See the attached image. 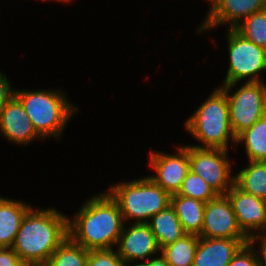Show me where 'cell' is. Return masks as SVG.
I'll return each mask as SVG.
<instances>
[{
    "instance_id": "obj_9",
    "label": "cell",
    "mask_w": 266,
    "mask_h": 266,
    "mask_svg": "<svg viewBox=\"0 0 266 266\" xmlns=\"http://www.w3.org/2000/svg\"><path fill=\"white\" fill-rule=\"evenodd\" d=\"M176 154L158 151L150 153V167L155 174L149 176L170 195L178 194L183 180L190 171L188 145H181Z\"/></svg>"
},
{
    "instance_id": "obj_21",
    "label": "cell",
    "mask_w": 266,
    "mask_h": 266,
    "mask_svg": "<svg viewBox=\"0 0 266 266\" xmlns=\"http://www.w3.org/2000/svg\"><path fill=\"white\" fill-rule=\"evenodd\" d=\"M199 236L185 234L181 239L160 250L169 266H193Z\"/></svg>"
},
{
    "instance_id": "obj_29",
    "label": "cell",
    "mask_w": 266,
    "mask_h": 266,
    "mask_svg": "<svg viewBox=\"0 0 266 266\" xmlns=\"http://www.w3.org/2000/svg\"><path fill=\"white\" fill-rule=\"evenodd\" d=\"M260 240V241H259ZM254 245L256 241L260 242V251L259 252V256H260V260H261V266H266V233H262L260 235H257L255 237H253L250 240Z\"/></svg>"
},
{
    "instance_id": "obj_27",
    "label": "cell",
    "mask_w": 266,
    "mask_h": 266,
    "mask_svg": "<svg viewBox=\"0 0 266 266\" xmlns=\"http://www.w3.org/2000/svg\"><path fill=\"white\" fill-rule=\"evenodd\" d=\"M25 264L12 248H0V266H24Z\"/></svg>"
},
{
    "instance_id": "obj_6",
    "label": "cell",
    "mask_w": 266,
    "mask_h": 266,
    "mask_svg": "<svg viewBox=\"0 0 266 266\" xmlns=\"http://www.w3.org/2000/svg\"><path fill=\"white\" fill-rule=\"evenodd\" d=\"M236 84L221 85L220 88L228 98L230 124L237 137L266 114V84L246 81L230 95Z\"/></svg>"
},
{
    "instance_id": "obj_4",
    "label": "cell",
    "mask_w": 266,
    "mask_h": 266,
    "mask_svg": "<svg viewBox=\"0 0 266 266\" xmlns=\"http://www.w3.org/2000/svg\"><path fill=\"white\" fill-rule=\"evenodd\" d=\"M61 90H15L36 132L43 138L61 137L69 119L76 113L74 107Z\"/></svg>"
},
{
    "instance_id": "obj_18",
    "label": "cell",
    "mask_w": 266,
    "mask_h": 266,
    "mask_svg": "<svg viewBox=\"0 0 266 266\" xmlns=\"http://www.w3.org/2000/svg\"><path fill=\"white\" fill-rule=\"evenodd\" d=\"M205 204L200 200L182 195H171V206L186 234L201 235Z\"/></svg>"
},
{
    "instance_id": "obj_31",
    "label": "cell",
    "mask_w": 266,
    "mask_h": 266,
    "mask_svg": "<svg viewBox=\"0 0 266 266\" xmlns=\"http://www.w3.org/2000/svg\"><path fill=\"white\" fill-rule=\"evenodd\" d=\"M24 266H46V264H25Z\"/></svg>"
},
{
    "instance_id": "obj_25",
    "label": "cell",
    "mask_w": 266,
    "mask_h": 266,
    "mask_svg": "<svg viewBox=\"0 0 266 266\" xmlns=\"http://www.w3.org/2000/svg\"><path fill=\"white\" fill-rule=\"evenodd\" d=\"M126 262L112 249L89 250L86 266H126Z\"/></svg>"
},
{
    "instance_id": "obj_26",
    "label": "cell",
    "mask_w": 266,
    "mask_h": 266,
    "mask_svg": "<svg viewBox=\"0 0 266 266\" xmlns=\"http://www.w3.org/2000/svg\"><path fill=\"white\" fill-rule=\"evenodd\" d=\"M228 266H261L260 256L254 244L251 241L244 244L233 256Z\"/></svg>"
},
{
    "instance_id": "obj_15",
    "label": "cell",
    "mask_w": 266,
    "mask_h": 266,
    "mask_svg": "<svg viewBox=\"0 0 266 266\" xmlns=\"http://www.w3.org/2000/svg\"><path fill=\"white\" fill-rule=\"evenodd\" d=\"M250 239L199 237L193 266H228L233 256Z\"/></svg>"
},
{
    "instance_id": "obj_3",
    "label": "cell",
    "mask_w": 266,
    "mask_h": 266,
    "mask_svg": "<svg viewBox=\"0 0 266 266\" xmlns=\"http://www.w3.org/2000/svg\"><path fill=\"white\" fill-rule=\"evenodd\" d=\"M185 128L196 140L202 142V145L192 146L228 150V142L232 141L236 145L226 93L220 87L215 88L209 98L186 120Z\"/></svg>"
},
{
    "instance_id": "obj_19",
    "label": "cell",
    "mask_w": 266,
    "mask_h": 266,
    "mask_svg": "<svg viewBox=\"0 0 266 266\" xmlns=\"http://www.w3.org/2000/svg\"><path fill=\"white\" fill-rule=\"evenodd\" d=\"M234 184L266 201V161H249L246 168L235 174Z\"/></svg>"
},
{
    "instance_id": "obj_13",
    "label": "cell",
    "mask_w": 266,
    "mask_h": 266,
    "mask_svg": "<svg viewBox=\"0 0 266 266\" xmlns=\"http://www.w3.org/2000/svg\"><path fill=\"white\" fill-rule=\"evenodd\" d=\"M117 254L128 264L132 261L145 260L158 254L160 249L148 223H131L123 228L117 242Z\"/></svg>"
},
{
    "instance_id": "obj_14",
    "label": "cell",
    "mask_w": 266,
    "mask_h": 266,
    "mask_svg": "<svg viewBox=\"0 0 266 266\" xmlns=\"http://www.w3.org/2000/svg\"><path fill=\"white\" fill-rule=\"evenodd\" d=\"M0 132L13 144L27 145L43 138L36 132L19 99L14 95L0 112Z\"/></svg>"
},
{
    "instance_id": "obj_1",
    "label": "cell",
    "mask_w": 266,
    "mask_h": 266,
    "mask_svg": "<svg viewBox=\"0 0 266 266\" xmlns=\"http://www.w3.org/2000/svg\"><path fill=\"white\" fill-rule=\"evenodd\" d=\"M124 222L119 205L105 191L88 199L73 219L68 218V236L86 250L112 249Z\"/></svg>"
},
{
    "instance_id": "obj_10",
    "label": "cell",
    "mask_w": 266,
    "mask_h": 266,
    "mask_svg": "<svg viewBox=\"0 0 266 266\" xmlns=\"http://www.w3.org/2000/svg\"><path fill=\"white\" fill-rule=\"evenodd\" d=\"M199 237L249 239L239 228L227 195H217L205 204L203 225Z\"/></svg>"
},
{
    "instance_id": "obj_16",
    "label": "cell",
    "mask_w": 266,
    "mask_h": 266,
    "mask_svg": "<svg viewBox=\"0 0 266 266\" xmlns=\"http://www.w3.org/2000/svg\"><path fill=\"white\" fill-rule=\"evenodd\" d=\"M31 208L25 201L0 196V248H11L25 214Z\"/></svg>"
},
{
    "instance_id": "obj_33",
    "label": "cell",
    "mask_w": 266,
    "mask_h": 266,
    "mask_svg": "<svg viewBox=\"0 0 266 266\" xmlns=\"http://www.w3.org/2000/svg\"><path fill=\"white\" fill-rule=\"evenodd\" d=\"M43 1H44V0H43ZM45 1H46V0H45ZM53 1H54V0H53ZM55 1H61V2H64V3H65V2L67 3V1L70 2V0H55Z\"/></svg>"
},
{
    "instance_id": "obj_23",
    "label": "cell",
    "mask_w": 266,
    "mask_h": 266,
    "mask_svg": "<svg viewBox=\"0 0 266 266\" xmlns=\"http://www.w3.org/2000/svg\"><path fill=\"white\" fill-rule=\"evenodd\" d=\"M234 29L246 39L266 50V8L243 19Z\"/></svg>"
},
{
    "instance_id": "obj_8",
    "label": "cell",
    "mask_w": 266,
    "mask_h": 266,
    "mask_svg": "<svg viewBox=\"0 0 266 266\" xmlns=\"http://www.w3.org/2000/svg\"><path fill=\"white\" fill-rule=\"evenodd\" d=\"M228 156V150L188 145L190 171L202 177L218 195H226L234 185Z\"/></svg>"
},
{
    "instance_id": "obj_11",
    "label": "cell",
    "mask_w": 266,
    "mask_h": 266,
    "mask_svg": "<svg viewBox=\"0 0 266 266\" xmlns=\"http://www.w3.org/2000/svg\"><path fill=\"white\" fill-rule=\"evenodd\" d=\"M226 195L232 204L239 228L250 240L266 233L265 200L242 191L235 184Z\"/></svg>"
},
{
    "instance_id": "obj_22",
    "label": "cell",
    "mask_w": 266,
    "mask_h": 266,
    "mask_svg": "<svg viewBox=\"0 0 266 266\" xmlns=\"http://www.w3.org/2000/svg\"><path fill=\"white\" fill-rule=\"evenodd\" d=\"M89 250H86L69 236L52 253L46 266H86Z\"/></svg>"
},
{
    "instance_id": "obj_7",
    "label": "cell",
    "mask_w": 266,
    "mask_h": 266,
    "mask_svg": "<svg viewBox=\"0 0 266 266\" xmlns=\"http://www.w3.org/2000/svg\"><path fill=\"white\" fill-rule=\"evenodd\" d=\"M227 30L230 62L223 85L239 83L246 78L247 82H262L259 73L266 70V50L243 37L234 28Z\"/></svg>"
},
{
    "instance_id": "obj_5",
    "label": "cell",
    "mask_w": 266,
    "mask_h": 266,
    "mask_svg": "<svg viewBox=\"0 0 266 266\" xmlns=\"http://www.w3.org/2000/svg\"><path fill=\"white\" fill-rule=\"evenodd\" d=\"M110 187L107 192L127 221L134 219V223H148L152 216L171 205V195L149 176Z\"/></svg>"
},
{
    "instance_id": "obj_2",
    "label": "cell",
    "mask_w": 266,
    "mask_h": 266,
    "mask_svg": "<svg viewBox=\"0 0 266 266\" xmlns=\"http://www.w3.org/2000/svg\"><path fill=\"white\" fill-rule=\"evenodd\" d=\"M68 237V218L55 208L28 210L11 247L24 264H46Z\"/></svg>"
},
{
    "instance_id": "obj_30",
    "label": "cell",
    "mask_w": 266,
    "mask_h": 266,
    "mask_svg": "<svg viewBox=\"0 0 266 266\" xmlns=\"http://www.w3.org/2000/svg\"><path fill=\"white\" fill-rule=\"evenodd\" d=\"M145 266H169V264L166 262L165 258L161 255L157 258H149L147 261L142 262Z\"/></svg>"
},
{
    "instance_id": "obj_24",
    "label": "cell",
    "mask_w": 266,
    "mask_h": 266,
    "mask_svg": "<svg viewBox=\"0 0 266 266\" xmlns=\"http://www.w3.org/2000/svg\"><path fill=\"white\" fill-rule=\"evenodd\" d=\"M177 195L200 200L204 203L211 201L218 194L206 183V181L189 171L183 180L181 189Z\"/></svg>"
},
{
    "instance_id": "obj_20",
    "label": "cell",
    "mask_w": 266,
    "mask_h": 266,
    "mask_svg": "<svg viewBox=\"0 0 266 266\" xmlns=\"http://www.w3.org/2000/svg\"><path fill=\"white\" fill-rule=\"evenodd\" d=\"M243 143L249 161H266V114L236 137Z\"/></svg>"
},
{
    "instance_id": "obj_17",
    "label": "cell",
    "mask_w": 266,
    "mask_h": 266,
    "mask_svg": "<svg viewBox=\"0 0 266 266\" xmlns=\"http://www.w3.org/2000/svg\"><path fill=\"white\" fill-rule=\"evenodd\" d=\"M148 225L155 236L160 250L181 239L186 234L171 205L152 216Z\"/></svg>"
},
{
    "instance_id": "obj_32",
    "label": "cell",
    "mask_w": 266,
    "mask_h": 266,
    "mask_svg": "<svg viewBox=\"0 0 266 266\" xmlns=\"http://www.w3.org/2000/svg\"><path fill=\"white\" fill-rule=\"evenodd\" d=\"M126 266H127V265H126ZM128 266H130V263H128ZM132 266H145V265H144L143 263H141V262H140V263L138 262V264H134V265H132Z\"/></svg>"
},
{
    "instance_id": "obj_12",
    "label": "cell",
    "mask_w": 266,
    "mask_h": 266,
    "mask_svg": "<svg viewBox=\"0 0 266 266\" xmlns=\"http://www.w3.org/2000/svg\"><path fill=\"white\" fill-rule=\"evenodd\" d=\"M209 2L211 4L209 12L198 28V33L227 23L230 24L229 28H234L243 19L266 8V0H210Z\"/></svg>"
},
{
    "instance_id": "obj_28",
    "label": "cell",
    "mask_w": 266,
    "mask_h": 266,
    "mask_svg": "<svg viewBox=\"0 0 266 266\" xmlns=\"http://www.w3.org/2000/svg\"><path fill=\"white\" fill-rule=\"evenodd\" d=\"M6 77V75L1 73L0 71V112L6 103L14 96V89H12V85Z\"/></svg>"
}]
</instances>
